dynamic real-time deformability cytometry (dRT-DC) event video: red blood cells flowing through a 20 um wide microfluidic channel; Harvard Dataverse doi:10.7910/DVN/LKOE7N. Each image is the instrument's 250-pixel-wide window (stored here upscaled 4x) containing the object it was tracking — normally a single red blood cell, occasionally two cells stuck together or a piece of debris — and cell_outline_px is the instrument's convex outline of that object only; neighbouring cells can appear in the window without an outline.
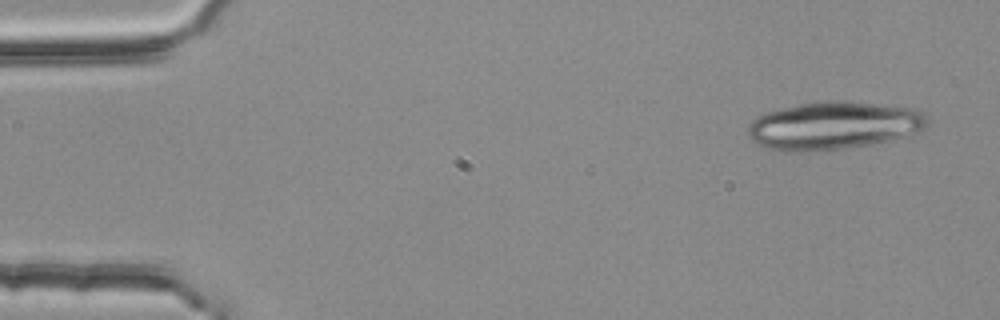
{"species": "common noctule bat (a hibernating species)", "species_latin": "Nyctalus noctula", "temperature_condition": "room temperature", "stored_images_in_passage": 3, "camera_frame_rate_fps": 3000, "um_per_image_px": 0.085, "animal": {"sex": "female", "body_mass_g": 25.1}, "frame": {"image": 1, "passage_image": 1, "time_ms": 0.0, "image_size_px": [1000, 320], "cell_outline_px": [[928, 124], [924, 128], [888, 140], [872, 144], [848, 148], [800, 152], [784, 152], [764, 148], [756, 144], [748, 136], [748, 124], [752, 120], [768, 112], [780, 108], [820, 100], [836, 100], [916, 108], [924, 112], [928, 120]], "centroid_in_image_um": [70.8, 10.68], "position_along_channel_um": 14.2, "area_um2": 50.11}}